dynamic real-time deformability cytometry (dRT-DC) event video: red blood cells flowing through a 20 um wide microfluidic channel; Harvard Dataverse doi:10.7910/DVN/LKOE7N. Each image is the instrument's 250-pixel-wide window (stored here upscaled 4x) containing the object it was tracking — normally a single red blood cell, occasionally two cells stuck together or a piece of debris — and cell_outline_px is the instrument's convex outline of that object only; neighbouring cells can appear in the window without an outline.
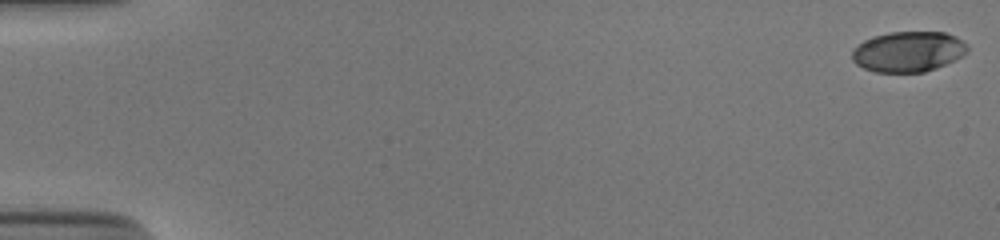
{"species": "human", "species_latin": "Homo sapiens", "temperature_condition": "cold", "stored_images_in_passage": 22, "camera_frame_rate_fps": 3000, "um_per_image_px": 0.085, "donor": {"sex": "male"}, "frame": {"image": 1, "passage_image": 1, "time_ms": 0.0, "image_size_px": [1000, 240], "cell_outline_px": [[968, 52], [964, 56], [956, 60], [936, 68], [924, 72], [876, 72], [864, 68], [856, 64], [852, 60], [852, 48], [864, 40], [888, 32], [944, 32], [956, 36], [968, 44]], "centroid_in_image_um": [77.23, 4.39], "position_along_channel_um": 7.8, "area_um2": 27.46}}
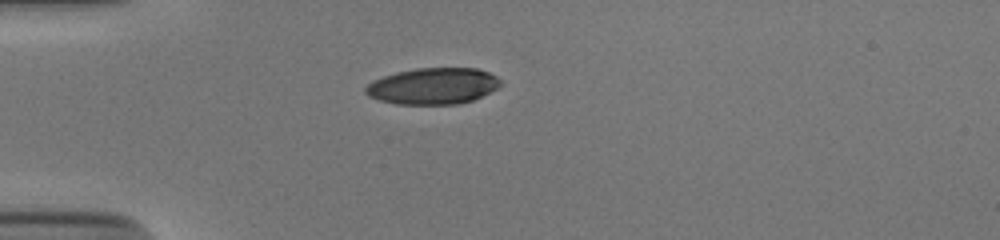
{"frame": {"image": 2, "passage_image": 16, "time_ms": 5.0, "image_size_px": [1000, 240], "cell_outline_px": [[500, 84], [496, 88], [472, 100], [456, 104], [396, 104], [380, 100], [368, 96], [364, 92], [364, 88], [372, 80], [396, 72], [416, 68], [476, 68], [488, 72], [496, 76], [500, 80]], "centroid_in_image_um": [36.76, 7.31], "position_along_channel_um": 48.2, "area_um2": 28.44}}